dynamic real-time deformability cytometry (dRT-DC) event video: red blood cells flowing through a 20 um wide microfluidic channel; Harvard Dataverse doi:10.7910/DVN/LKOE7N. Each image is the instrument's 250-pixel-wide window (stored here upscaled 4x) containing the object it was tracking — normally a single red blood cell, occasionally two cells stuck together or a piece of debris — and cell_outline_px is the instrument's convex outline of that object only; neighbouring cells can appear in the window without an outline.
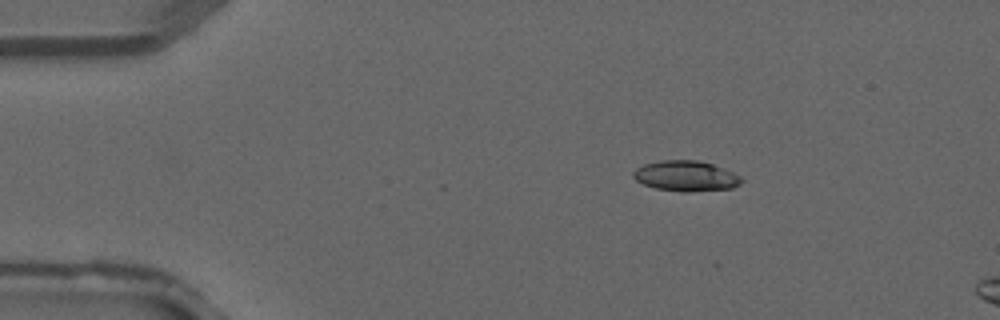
{"species": "common noctule bat (a hibernating species)", "species_latin": "Nyctalus noctula", "temperature_condition": "warm", "stored_images_in_passage": 2, "camera_frame_rate_fps": 3000, "um_per_image_px": 0.085, "animal": {"sex": "male", "forearm_length_mm": 52.5}, "frame": {"image": 1, "passage_image": 1, "time_ms": 0.0, "image_size_px": [1000, 320], "cell_outline_px": [[744, 180], [740, 184], [732, 188], [688, 192], [680, 192], [656, 188], [644, 184], [636, 180], [632, 176], [632, 172], [636, 168], [644, 164], [660, 160], [696, 160], [712, 164], [732, 172], [740, 176]], "centroid_in_image_um": [58.28, 14.96], "position_along_channel_um": 26.7, "area_um2": 19.19}}